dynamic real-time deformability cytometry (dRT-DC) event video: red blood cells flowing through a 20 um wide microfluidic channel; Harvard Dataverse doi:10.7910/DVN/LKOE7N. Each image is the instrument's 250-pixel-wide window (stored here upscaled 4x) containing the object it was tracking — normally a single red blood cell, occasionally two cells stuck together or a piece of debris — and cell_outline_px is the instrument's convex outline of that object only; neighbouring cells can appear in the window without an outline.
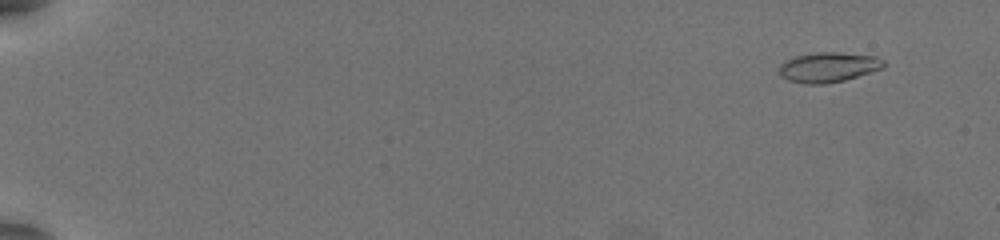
{"species": "common noctule bat (a hibernating species)", "species_latin": "Nyctalus noctula", "temperature_condition": "warm", "stored_images_in_passage": 55, "camera_frame_rate_fps": 3000, "um_per_image_px": 0.085, "animal": {"sex": "female", "body_mass_g": 19.5, "forearm_length_mm": 54.1}, "frame": {"image": 1, "passage_image": 3, "time_ms": 0.667, "image_size_px": [1000, 240], "cell_outline_px": [[888, 64], [884, 68], [844, 80], [824, 84], [804, 84], [788, 80], [780, 76], [780, 64], [784, 60], [796, 56], [816, 52], [836, 52], [876, 56], [884, 60]], "centroid_in_image_um": [70.43, 5.71], "position_along_channel_um": 14.6, "area_um2": 18.38}}
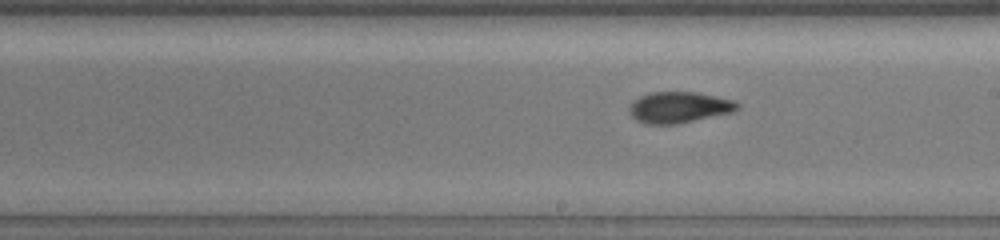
{"frame": {"image": 2, "passage_image": 34, "time_ms": 11.0, "image_size_px": [1000, 240], "cell_outline_px": [[740, 108], [732, 112], [676, 124], [644, 124], [636, 120], [628, 112], [628, 108], [640, 96], [652, 92], [696, 92], [732, 100], [740, 104]], "centroid_in_image_um": [57.7, 9.13], "position_along_channel_um": 231.3, "area_um2": 19.42}}
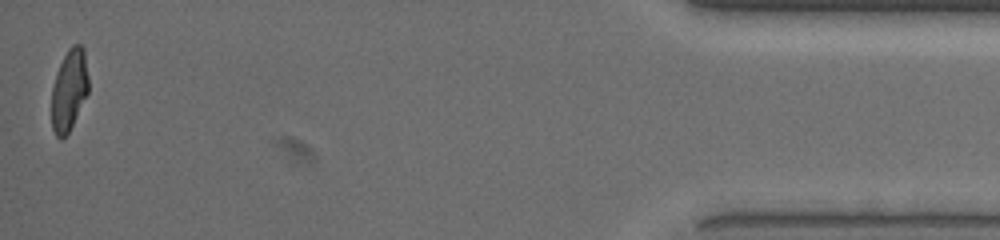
{"frame": {"image": 3, "passage_image": 55, "time_ms": 18.0, "image_size_px": [1000, 240], "cell_outline_px": [[88, 92], [68, 132], [60, 140], [56, 136], [52, 128], [52, 88], [56, 72], [68, 48], [72, 44], [80, 44], [84, 48], [88, 76]], "centroid_in_image_um": [5.87, 7.61], "position_along_channel_um": 429.3, "area_um2": 17.34}, "authors_computed_cell_mechanics": {"area_um2": 18.3804, "velocity_mm_per_s": 3.894, "shape_relaxation_time_tau1_ms": 7.4786, "shape_relaxation_time_tau2_ms": 1.9123, "deformation_change_tau1": 0.2435, "deformation_change_tau2": 0.0865}}